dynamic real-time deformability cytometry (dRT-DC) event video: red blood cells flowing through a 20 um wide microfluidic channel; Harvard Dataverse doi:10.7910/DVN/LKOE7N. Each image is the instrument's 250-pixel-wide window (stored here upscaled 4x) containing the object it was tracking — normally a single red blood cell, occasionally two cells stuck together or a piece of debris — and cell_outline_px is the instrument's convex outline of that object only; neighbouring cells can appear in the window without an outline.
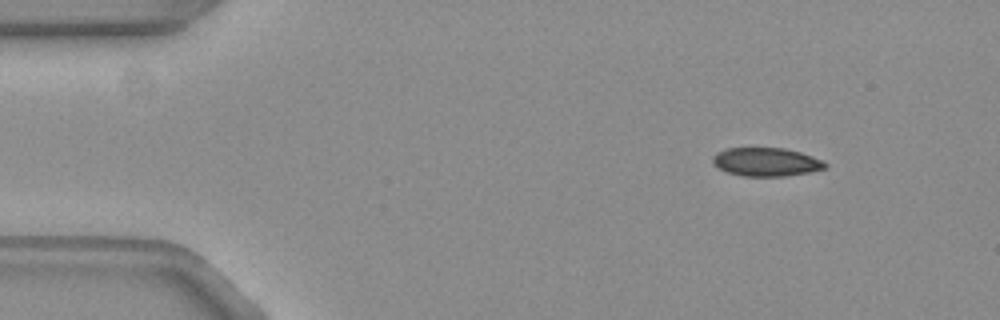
{"species": "common noctule bat (a hibernating species)", "species_latin": "Nyctalus noctula", "temperature_condition": "warm", "stored_images_in_passage": 3, "camera_frame_rate_fps": 3000, "um_per_image_px": 0.085, "animal": {"sex": "female", "body_mass_g": 19.3, "forearm_length_mm": 54.1}, "frame": {"image": 1, "passage_image": 1, "time_ms": 0.0, "image_size_px": [1000, 320], "cell_outline_px": [[828, 164], [824, 168], [808, 172], [784, 176], [744, 176], [728, 172], [720, 168], [712, 160], [712, 156], [716, 152], [728, 148], [784, 148], [800, 152], [820, 160]], "centroid_in_image_um": [65.1, 13.76], "position_along_channel_um": 19.9, "area_um2": 18.32}}